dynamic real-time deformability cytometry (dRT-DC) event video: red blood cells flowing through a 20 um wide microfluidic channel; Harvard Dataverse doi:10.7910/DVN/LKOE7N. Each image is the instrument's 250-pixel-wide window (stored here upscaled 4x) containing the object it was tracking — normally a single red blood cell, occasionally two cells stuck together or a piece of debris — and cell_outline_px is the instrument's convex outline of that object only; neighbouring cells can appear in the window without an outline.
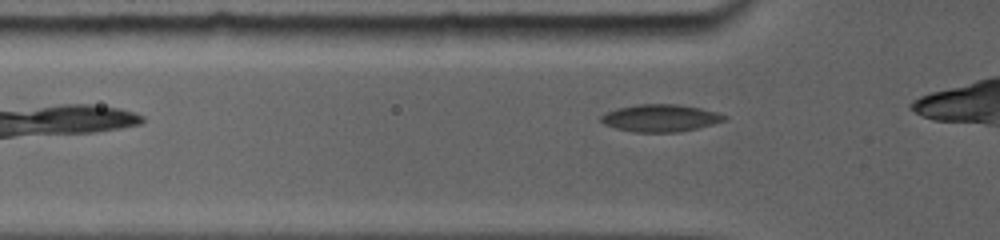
{"species": "common noctule bat (a hibernating species)", "species_latin": "Nyctalus noctula", "temperature_condition": "room temperature", "stored_images_in_passage": 21, "camera_frame_rate_fps": 5000, "um_per_image_px": 0.085, "animal": {"sex": "female", "body_mass_g": 19.0, "forearm_length_mm": 56.7}, "frame": {"image": 1, "passage_image": 4, "time_ms": 1.2, "image_size_px": [1000, 240], "cell_outline_px": [[728, 116], [724, 120], [696, 128], [672, 132], [636, 132], [616, 128], [604, 124], [600, 120], [600, 116], [616, 108], [636, 104], [676, 104], [700, 108], [716, 112]], "centroid_in_image_um": [56.09, 10.02], "position_along_channel_um": 69.7, "area_um2": 19.31}}
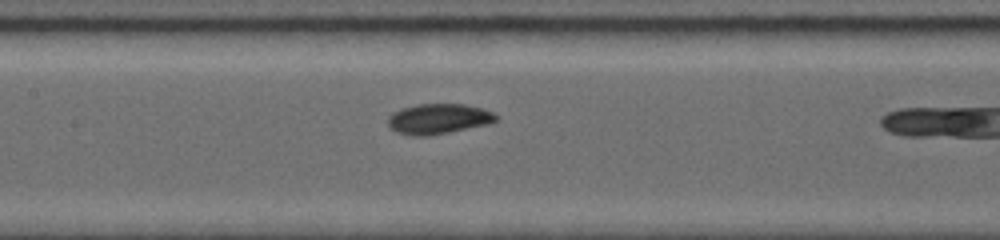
{"frame": {"image": 2, "passage_image": 10, "time_ms": 3.8, "image_size_px": [1000, 240], "cell_outline_px": [[500, 116], [496, 120], [484, 124], [444, 132], [400, 132], [392, 128], [388, 124], [388, 116], [392, 112], [404, 108], [420, 104], [464, 104], [484, 108]], "centroid_in_image_um": [37.33, 10.01], "position_along_channel_um": 170.1, "area_um2": 17.69}}
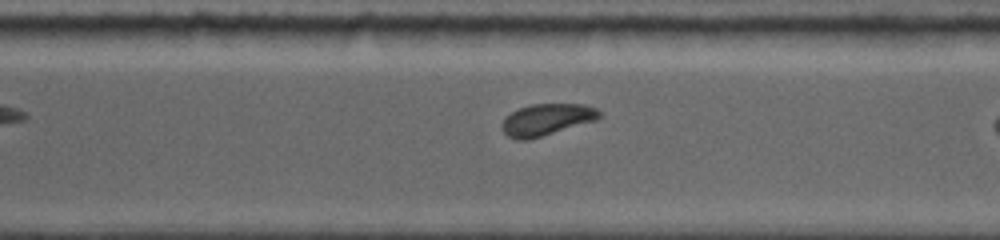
{"frame": {"image": 3, "passage_image": 20, "time_ms": 7.8, "image_size_px": [1000, 240], "cell_outline_px": [[604, 116], [596, 120], [528, 140], [516, 140], [508, 136], [504, 132], [500, 124], [512, 112], [520, 108], [532, 104], [584, 104], [596, 108]], "centroid_in_image_um": [46.49, 10.17], "position_along_channel_um": 324.1, "area_um2": 17.86}}